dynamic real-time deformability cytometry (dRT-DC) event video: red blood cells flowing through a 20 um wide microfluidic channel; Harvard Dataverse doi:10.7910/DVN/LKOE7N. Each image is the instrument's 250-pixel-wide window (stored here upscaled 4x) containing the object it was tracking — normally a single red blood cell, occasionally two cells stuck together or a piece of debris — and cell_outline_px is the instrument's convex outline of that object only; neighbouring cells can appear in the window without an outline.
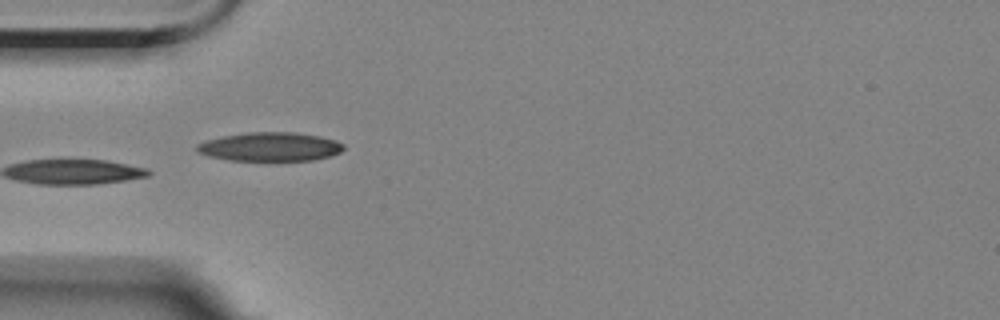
{"species": "Egyptian fruit bat (a non-hibernating species)", "species_latin": "Rousettus aegyptiacus", "temperature_condition": "room temperature", "stored_images_in_passage": 10, "camera_frame_rate_fps": 3000, "um_per_image_px": 0.085, "animal": {"sex": "female"}, "frame": {"image": 1, "passage_image": 4, "time_ms": 3.333, "image_size_px": [1000, 320], "cell_outline_px": [[344, 148], [340, 152], [332, 156], [312, 160], [228, 160], [208, 156], [196, 152], [196, 144], [204, 140], [224, 136], [248, 132], [296, 132], [320, 136], [336, 140], [344, 144]], "centroid_in_image_um": [22.95, 12.47], "position_along_channel_um": 62.1, "area_um2": 24.8}}
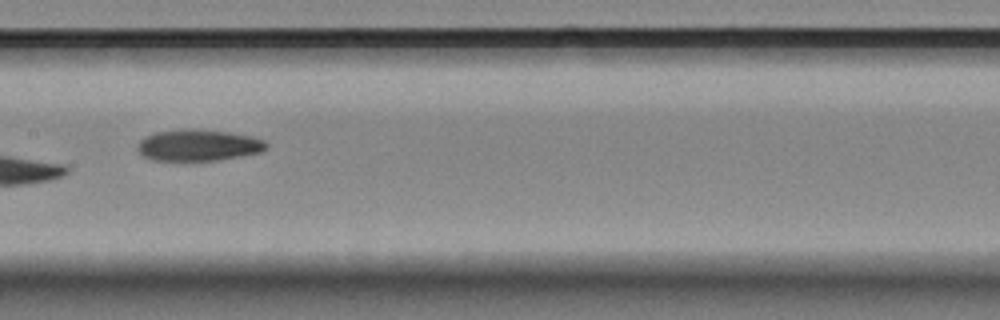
{"frame": {"image": 2, "passage_image": 7, "time_ms": 7.0, "image_size_px": [1000, 320], "cell_outline_px": [[268, 148], [260, 152], [240, 156], [216, 160], [152, 160], [144, 156], [136, 148], [140, 140], [144, 136], [156, 132], [184, 128], [196, 128], [228, 132], [252, 136], [264, 140], [268, 144]], "centroid_in_image_um": [16.86, 12.32], "position_along_channel_um": 190.5, "area_um2": 23.7}}
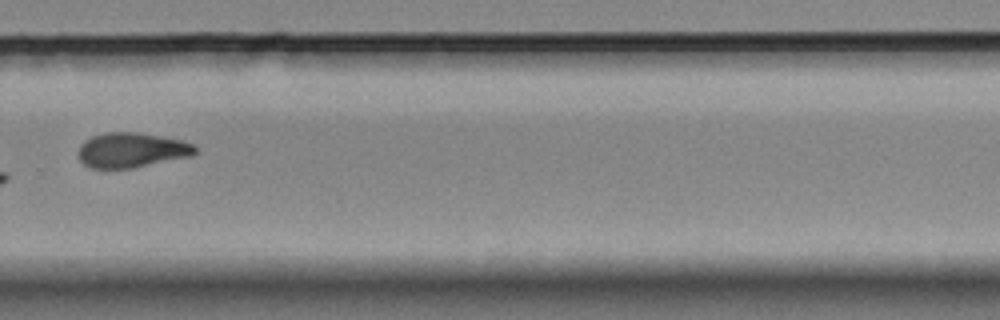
{"frame": {"image": 3, "passage_image": 10, "time_ms": 10.667, "image_size_px": [1000, 320], "cell_outline_px": [[196, 152], [192, 156], [132, 168], [92, 168], [84, 164], [80, 160], [76, 152], [80, 144], [84, 140], [92, 136], [104, 132], [136, 132], [184, 140], [192, 144], [196, 148]], "centroid_in_image_um": [11.16, 12.75], "position_along_channel_um": 318.6, "area_um2": 23.93}}